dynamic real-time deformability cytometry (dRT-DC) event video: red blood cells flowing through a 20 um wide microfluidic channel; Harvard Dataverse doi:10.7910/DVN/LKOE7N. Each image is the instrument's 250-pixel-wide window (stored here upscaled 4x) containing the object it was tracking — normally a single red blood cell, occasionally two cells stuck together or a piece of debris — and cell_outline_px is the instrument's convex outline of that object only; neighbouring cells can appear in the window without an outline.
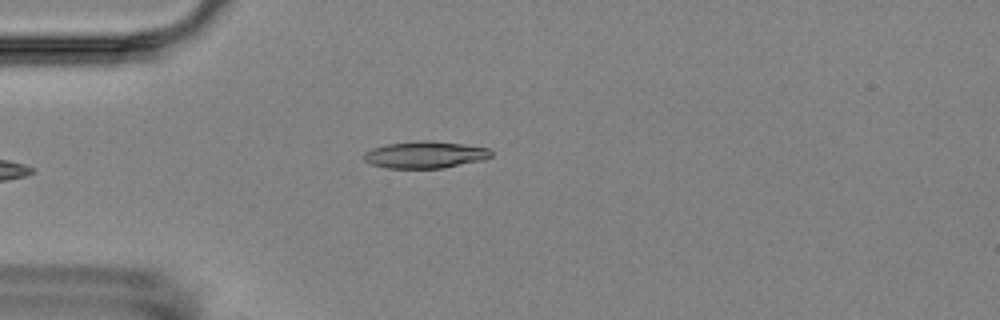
{"species": "Egyptian fruit bat (a non-hibernating species)", "species_latin": "Rousettus aegyptiacus", "temperature_condition": "room temperature", "stored_images_in_passage": 5, "camera_frame_rate_fps": 3000, "um_per_image_px": 0.085, "animal": {"sex": "female"}, "frame": {"image": 1, "passage_image": 5, "time_ms": 5.667, "image_size_px": [1000, 320], "cell_outline_px": [[492, 156], [484, 160], [444, 168], [388, 168], [372, 164], [364, 160], [364, 152], [372, 148], [388, 144], [420, 140], [432, 140], [488, 148], [492, 152]], "centroid_in_image_um": [36.15, 13.15], "position_along_channel_um": 48.9, "area_um2": 19.94}}